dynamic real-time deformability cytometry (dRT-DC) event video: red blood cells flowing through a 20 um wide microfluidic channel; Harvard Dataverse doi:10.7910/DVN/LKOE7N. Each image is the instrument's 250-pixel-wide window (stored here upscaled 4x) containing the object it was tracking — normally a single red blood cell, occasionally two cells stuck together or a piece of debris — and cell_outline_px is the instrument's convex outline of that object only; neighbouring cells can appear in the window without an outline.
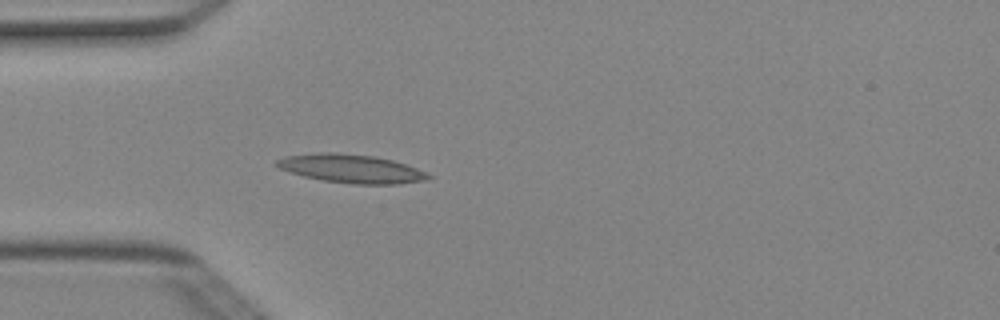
{"species": "Egyptian fruit bat (a non-hibernating species)", "species_latin": "Rousettus aegyptiacus", "temperature_condition": "cold", "stored_images_in_passage": 3, "camera_frame_rate_fps": 3000, "um_per_image_px": 0.085, "animal": {"sex": "female"}, "frame": {"image": 1, "passage_image": 3, "time_ms": 0.667, "image_size_px": [1000, 320], "cell_outline_px": [[432, 176], [428, 180], [400, 184], [352, 184], [324, 180], [304, 176], [280, 168], [272, 164], [276, 160], [288, 156], [320, 152], [336, 152], [372, 156], [392, 160], [416, 168]], "centroid_in_image_um": [29.86, 14.34], "position_along_channel_um": 55.1, "area_um2": 24.97}}